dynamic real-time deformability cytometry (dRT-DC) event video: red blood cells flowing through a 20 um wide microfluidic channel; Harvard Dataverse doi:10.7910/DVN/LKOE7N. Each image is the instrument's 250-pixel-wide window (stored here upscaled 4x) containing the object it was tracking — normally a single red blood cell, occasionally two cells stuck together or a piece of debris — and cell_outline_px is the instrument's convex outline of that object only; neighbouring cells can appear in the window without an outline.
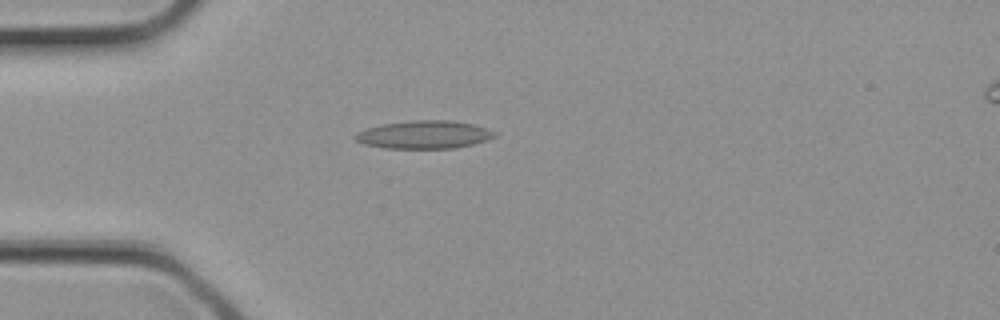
{"species": "common noctule bat (a hibernating species)", "species_latin": "Nyctalus noctula", "temperature_condition": "cold", "stored_images_in_passage": 1, "camera_frame_rate_fps": 3000, "um_per_image_px": 0.085, "animal": {"sex": "female", "body_mass_g": 21.9}, "frame": {"image": 1, "passage_image": 1, "time_ms": 0.0, "image_size_px": [1000, 320], "cell_outline_px": [[496, 136], [488, 140], [456, 148], [384, 148], [364, 144], [356, 140], [352, 136], [356, 132], [380, 124], [412, 120], [452, 120], [472, 124], [496, 132]], "centroid_in_image_um": [36.02, 11.44], "position_along_channel_um": 49.0, "area_um2": 22.77}}